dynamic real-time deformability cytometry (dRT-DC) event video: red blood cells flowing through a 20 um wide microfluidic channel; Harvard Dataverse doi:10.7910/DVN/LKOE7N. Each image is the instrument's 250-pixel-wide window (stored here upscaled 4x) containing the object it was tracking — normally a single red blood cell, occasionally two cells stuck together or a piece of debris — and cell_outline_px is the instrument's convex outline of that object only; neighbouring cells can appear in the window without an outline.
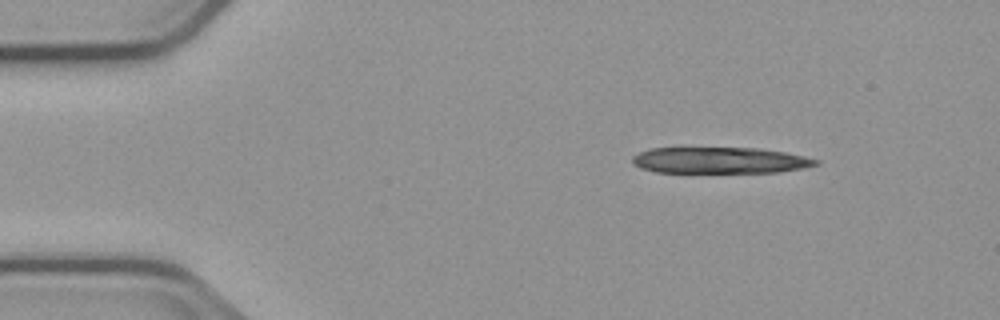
{"species": "common noctule bat (a hibernating species)", "species_latin": "Nyctalus noctula", "temperature_condition": "cold", "stored_images_in_passage": 6, "camera_frame_rate_fps": 3000, "um_per_image_px": 0.085, "animal": {"sex": "male", "body_mass_g": 23.1, "forearm_length_mm": 52.7}, "frame": {"image": 1, "passage_image": 1, "time_ms": 0.0, "image_size_px": [1000, 320], "cell_outline_px": [[820, 164], [804, 168], [780, 172], [656, 172], [640, 168], [632, 164], [632, 156], [640, 152], [652, 148], [756, 148], [784, 152], [804, 156], [820, 160]], "centroid_in_image_um": [61.2, 13.63], "position_along_channel_um": 23.8, "area_um2": 28.03}}
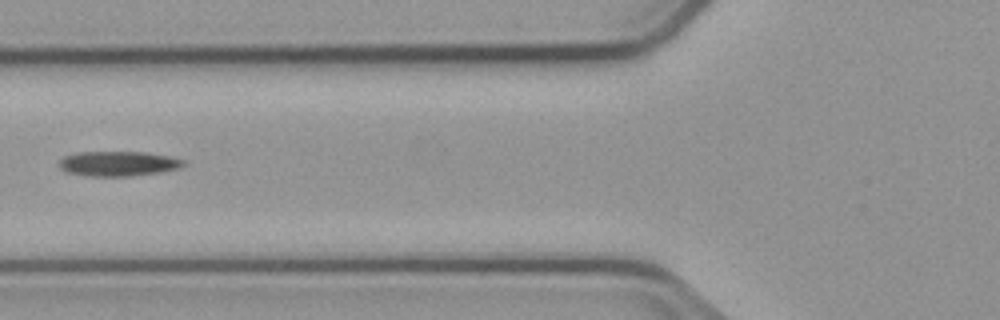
{"frame": {"image": 2, "passage_image": 5, "time_ms": 4.667, "image_size_px": [1000, 320], "cell_outline_px": [[184, 164], [176, 168], [160, 172], [132, 176], [88, 176], [64, 172], [60, 168], [60, 160], [64, 156], [76, 152], [144, 152], [168, 156], [184, 160]], "centroid_in_image_um": [9.98, 13.91], "position_along_channel_um": 115.8, "area_um2": 17.92}}
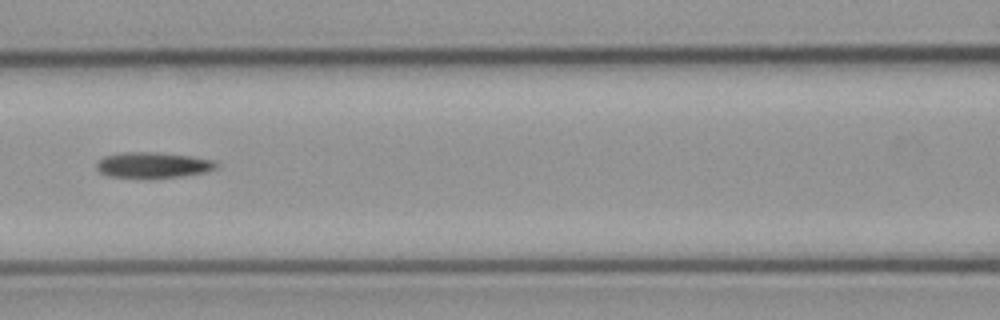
{"frame": {"image": 3, "passage_image": 6, "time_ms": 5.667, "image_size_px": [1000, 320], "cell_outline_px": [[220, 164], [216, 168], [208, 172], [184, 176], [148, 180], [140, 180], [108, 176], [100, 172], [96, 168], [96, 164], [104, 156], [124, 152], [152, 152], [192, 156], [216, 160]], "centroid_in_image_um": [13.04, 14.07], "position_along_channel_um": 153.6, "area_um2": 18.79}}